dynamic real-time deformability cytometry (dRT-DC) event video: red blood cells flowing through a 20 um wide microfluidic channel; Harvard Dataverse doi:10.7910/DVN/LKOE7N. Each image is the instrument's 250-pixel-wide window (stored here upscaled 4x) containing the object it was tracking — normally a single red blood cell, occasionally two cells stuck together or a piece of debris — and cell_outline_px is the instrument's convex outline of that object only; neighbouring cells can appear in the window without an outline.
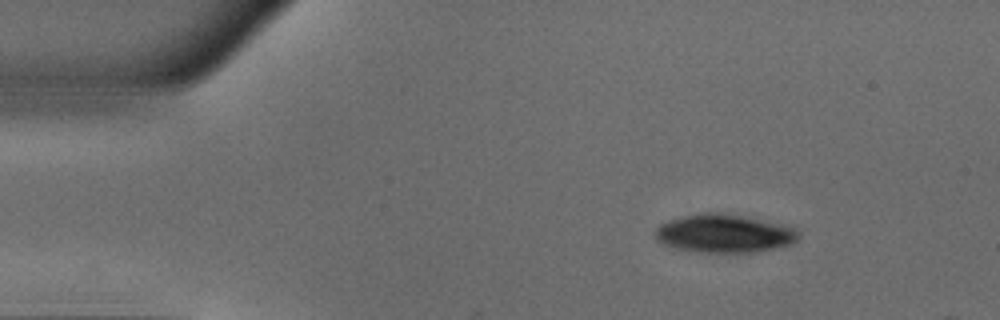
{"species": "common noctule bat (a hibernating species)", "species_latin": "Nyctalus noctula", "temperature_condition": "warm", "stored_images_in_passage": 9, "camera_frame_rate_fps": 3000, "um_per_image_px": 0.085, "animal": {"sex": "male", "body_mass_g": 18.8}, "frame": {"image": 1, "passage_image": 1, "time_ms": 0.0, "image_size_px": [1000, 320], "cell_outline_px": [[800, 236], [792, 244], [756, 252], [704, 252], [676, 248], [664, 244], [656, 236], [656, 228], [660, 224], [668, 220], [700, 212], [724, 212], [748, 216], [792, 224], [800, 232]], "centroid_in_image_um": [61.67, 19.81], "position_along_channel_um": 23.3, "area_um2": 32.54}}